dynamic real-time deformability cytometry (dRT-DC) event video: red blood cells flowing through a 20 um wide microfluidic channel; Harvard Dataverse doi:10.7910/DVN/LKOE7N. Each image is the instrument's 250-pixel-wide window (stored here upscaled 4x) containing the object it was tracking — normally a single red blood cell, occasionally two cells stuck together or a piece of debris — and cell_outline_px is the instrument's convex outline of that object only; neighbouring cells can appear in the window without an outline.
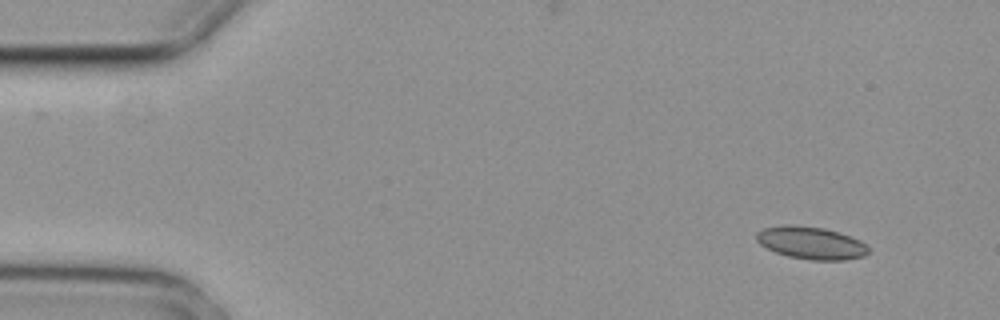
{"species": "common noctule bat (a hibernating species)", "species_latin": "Nyctalus noctula", "temperature_condition": "cold", "stored_images_in_passage": 4, "camera_frame_rate_fps": 3000, "um_per_image_px": 0.085, "animal": {"sex": "female", "body_mass_g": 29.2, "forearm_length_mm": 56.3}, "frame": {"image": 1, "passage_image": 1, "time_ms": 0.0, "image_size_px": [1000, 320], "cell_outline_px": [[868, 252], [864, 256], [844, 260], [812, 260], [788, 256], [776, 252], [760, 244], [756, 240], [756, 232], [764, 228], [784, 224], [792, 224], [824, 228], [840, 232], [860, 240], [868, 248]], "centroid_in_image_um": [68.92, 20.63], "position_along_channel_um": 16.1, "area_um2": 21.21}}
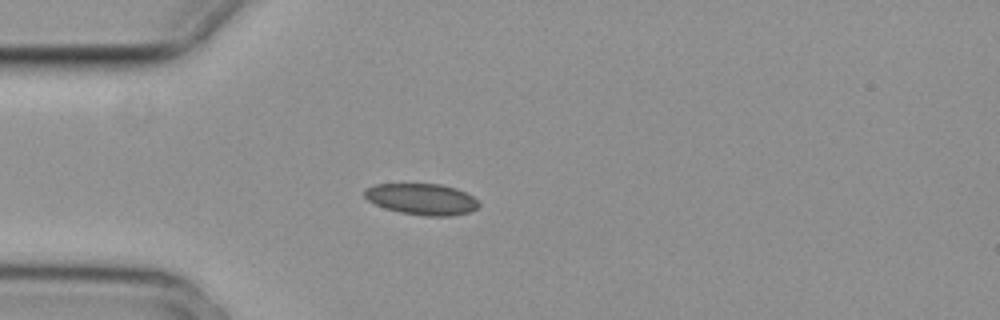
{"frame": {"image": 2, "passage_image": 3, "time_ms": 0.667, "image_size_px": [1000, 320], "cell_outline_px": [[480, 204], [472, 212], [452, 216], [424, 216], [400, 212], [384, 208], [368, 200], [364, 196], [364, 188], [376, 184], [440, 184], [456, 188], [472, 196]], "centroid_in_image_um": [35.85, 16.93], "position_along_channel_um": 49.1, "area_um2": 20.87}}